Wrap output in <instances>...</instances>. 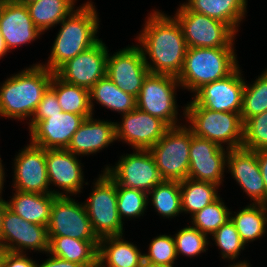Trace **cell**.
<instances>
[{
  "mask_svg": "<svg viewBox=\"0 0 267 267\" xmlns=\"http://www.w3.org/2000/svg\"><path fill=\"white\" fill-rule=\"evenodd\" d=\"M93 181V188L83 204L88 213L94 233L99 239L124 235L125 229L117 209V184L105 172Z\"/></svg>",
  "mask_w": 267,
  "mask_h": 267,
  "instance_id": "8992f818",
  "label": "cell"
},
{
  "mask_svg": "<svg viewBox=\"0 0 267 267\" xmlns=\"http://www.w3.org/2000/svg\"><path fill=\"white\" fill-rule=\"evenodd\" d=\"M14 2L16 3H19V4H23V5H26L30 2H35V1H38V0H13Z\"/></svg>",
  "mask_w": 267,
  "mask_h": 267,
  "instance_id": "681fc988",
  "label": "cell"
},
{
  "mask_svg": "<svg viewBox=\"0 0 267 267\" xmlns=\"http://www.w3.org/2000/svg\"><path fill=\"white\" fill-rule=\"evenodd\" d=\"M141 267H170V266L159 265V264H152V263H149V262L143 260V262L141 264Z\"/></svg>",
  "mask_w": 267,
  "mask_h": 267,
  "instance_id": "c3c4849f",
  "label": "cell"
},
{
  "mask_svg": "<svg viewBox=\"0 0 267 267\" xmlns=\"http://www.w3.org/2000/svg\"><path fill=\"white\" fill-rule=\"evenodd\" d=\"M99 19L92 0L74 9L59 23L60 30L53 41L47 63L40 64L55 72L66 61L95 45L100 40L96 36L100 30Z\"/></svg>",
  "mask_w": 267,
  "mask_h": 267,
  "instance_id": "3957f363",
  "label": "cell"
},
{
  "mask_svg": "<svg viewBox=\"0 0 267 267\" xmlns=\"http://www.w3.org/2000/svg\"><path fill=\"white\" fill-rule=\"evenodd\" d=\"M2 159H1V155H0V193H3V188H4V183L6 182V178H5V169L4 165L2 164Z\"/></svg>",
  "mask_w": 267,
  "mask_h": 267,
  "instance_id": "bcb514c9",
  "label": "cell"
},
{
  "mask_svg": "<svg viewBox=\"0 0 267 267\" xmlns=\"http://www.w3.org/2000/svg\"><path fill=\"white\" fill-rule=\"evenodd\" d=\"M241 71L238 66L230 75L203 85L187 104H199L217 112L241 113L246 80Z\"/></svg>",
  "mask_w": 267,
  "mask_h": 267,
  "instance_id": "4fadbf2b",
  "label": "cell"
},
{
  "mask_svg": "<svg viewBox=\"0 0 267 267\" xmlns=\"http://www.w3.org/2000/svg\"><path fill=\"white\" fill-rule=\"evenodd\" d=\"M249 150H267V111L244 122L243 145Z\"/></svg>",
  "mask_w": 267,
  "mask_h": 267,
  "instance_id": "ab89813d",
  "label": "cell"
},
{
  "mask_svg": "<svg viewBox=\"0 0 267 267\" xmlns=\"http://www.w3.org/2000/svg\"><path fill=\"white\" fill-rule=\"evenodd\" d=\"M77 0H38L26 4L34 25L45 34L66 18L77 6Z\"/></svg>",
  "mask_w": 267,
  "mask_h": 267,
  "instance_id": "f546056e",
  "label": "cell"
},
{
  "mask_svg": "<svg viewBox=\"0 0 267 267\" xmlns=\"http://www.w3.org/2000/svg\"><path fill=\"white\" fill-rule=\"evenodd\" d=\"M50 87L56 92L58 102L63 112L85 116L93 115L89 90L60 79L55 73Z\"/></svg>",
  "mask_w": 267,
  "mask_h": 267,
  "instance_id": "1f68e13d",
  "label": "cell"
},
{
  "mask_svg": "<svg viewBox=\"0 0 267 267\" xmlns=\"http://www.w3.org/2000/svg\"><path fill=\"white\" fill-rule=\"evenodd\" d=\"M85 119V116L63 111L50 115L29 130V142L44 149H67Z\"/></svg>",
  "mask_w": 267,
  "mask_h": 267,
  "instance_id": "7402d4cb",
  "label": "cell"
},
{
  "mask_svg": "<svg viewBox=\"0 0 267 267\" xmlns=\"http://www.w3.org/2000/svg\"><path fill=\"white\" fill-rule=\"evenodd\" d=\"M27 255L28 253L5 251L1 259V267H35L37 261Z\"/></svg>",
  "mask_w": 267,
  "mask_h": 267,
  "instance_id": "b9f144b4",
  "label": "cell"
},
{
  "mask_svg": "<svg viewBox=\"0 0 267 267\" xmlns=\"http://www.w3.org/2000/svg\"><path fill=\"white\" fill-rule=\"evenodd\" d=\"M78 158L67 149H46L49 186L59 189L54 188L53 195L76 196L82 192L85 184L88 185L84 179V166Z\"/></svg>",
  "mask_w": 267,
  "mask_h": 267,
  "instance_id": "ac0fdd59",
  "label": "cell"
},
{
  "mask_svg": "<svg viewBox=\"0 0 267 267\" xmlns=\"http://www.w3.org/2000/svg\"><path fill=\"white\" fill-rule=\"evenodd\" d=\"M103 170L119 186L138 189L147 194L163 181L149 150L133 149V153H124L114 166L107 164Z\"/></svg>",
  "mask_w": 267,
  "mask_h": 267,
  "instance_id": "30bf717a",
  "label": "cell"
},
{
  "mask_svg": "<svg viewBox=\"0 0 267 267\" xmlns=\"http://www.w3.org/2000/svg\"><path fill=\"white\" fill-rule=\"evenodd\" d=\"M227 155L228 149L192 133L188 178L223 186Z\"/></svg>",
  "mask_w": 267,
  "mask_h": 267,
  "instance_id": "d6986e66",
  "label": "cell"
},
{
  "mask_svg": "<svg viewBox=\"0 0 267 267\" xmlns=\"http://www.w3.org/2000/svg\"><path fill=\"white\" fill-rule=\"evenodd\" d=\"M62 112L61 106L58 102L56 92L49 86L44 92L42 100L37 106V109L28 123L30 130L38 121L49 118L50 115L60 114Z\"/></svg>",
  "mask_w": 267,
  "mask_h": 267,
  "instance_id": "60d3db41",
  "label": "cell"
},
{
  "mask_svg": "<svg viewBox=\"0 0 267 267\" xmlns=\"http://www.w3.org/2000/svg\"><path fill=\"white\" fill-rule=\"evenodd\" d=\"M117 209L123 224L126 219H140V216H143L148 209V194L117 184Z\"/></svg>",
  "mask_w": 267,
  "mask_h": 267,
  "instance_id": "8d00e7d4",
  "label": "cell"
},
{
  "mask_svg": "<svg viewBox=\"0 0 267 267\" xmlns=\"http://www.w3.org/2000/svg\"><path fill=\"white\" fill-rule=\"evenodd\" d=\"M71 196H57L52 203L48 236H68L80 240H100L94 233L83 202Z\"/></svg>",
  "mask_w": 267,
  "mask_h": 267,
  "instance_id": "8fae6325",
  "label": "cell"
},
{
  "mask_svg": "<svg viewBox=\"0 0 267 267\" xmlns=\"http://www.w3.org/2000/svg\"><path fill=\"white\" fill-rule=\"evenodd\" d=\"M173 238L177 257L179 255L189 258L199 256L201 253H206L210 245V238L190 224L179 229Z\"/></svg>",
  "mask_w": 267,
  "mask_h": 267,
  "instance_id": "74e56055",
  "label": "cell"
},
{
  "mask_svg": "<svg viewBox=\"0 0 267 267\" xmlns=\"http://www.w3.org/2000/svg\"><path fill=\"white\" fill-rule=\"evenodd\" d=\"M108 48L102 38L62 64L54 73L63 81L90 89L106 76Z\"/></svg>",
  "mask_w": 267,
  "mask_h": 267,
  "instance_id": "2e32d148",
  "label": "cell"
},
{
  "mask_svg": "<svg viewBox=\"0 0 267 267\" xmlns=\"http://www.w3.org/2000/svg\"><path fill=\"white\" fill-rule=\"evenodd\" d=\"M148 253L144 254V260L159 265L175 267L177 258L175 241L171 234H160L154 237L148 244Z\"/></svg>",
  "mask_w": 267,
  "mask_h": 267,
  "instance_id": "f35d334b",
  "label": "cell"
},
{
  "mask_svg": "<svg viewBox=\"0 0 267 267\" xmlns=\"http://www.w3.org/2000/svg\"><path fill=\"white\" fill-rule=\"evenodd\" d=\"M0 245L10 252L26 253L32 250L47 254V226L30 223L7 207L2 222Z\"/></svg>",
  "mask_w": 267,
  "mask_h": 267,
  "instance_id": "5bb4252c",
  "label": "cell"
},
{
  "mask_svg": "<svg viewBox=\"0 0 267 267\" xmlns=\"http://www.w3.org/2000/svg\"><path fill=\"white\" fill-rule=\"evenodd\" d=\"M13 191L11 199L7 200L8 208L30 223L47 226L52 203L57 196Z\"/></svg>",
  "mask_w": 267,
  "mask_h": 267,
  "instance_id": "484cf974",
  "label": "cell"
},
{
  "mask_svg": "<svg viewBox=\"0 0 267 267\" xmlns=\"http://www.w3.org/2000/svg\"><path fill=\"white\" fill-rule=\"evenodd\" d=\"M8 207L7 201L3 199L2 193H0V236L2 232V222H3V217L6 211V208Z\"/></svg>",
  "mask_w": 267,
  "mask_h": 267,
  "instance_id": "f6af8a7d",
  "label": "cell"
},
{
  "mask_svg": "<svg viewBox=\"0 0 267 267\" xmlns=\"http://www.w3.org/2000/svg\"><path fill=\"white\" fill-rule=\"evenodd\" d=\"M90 105L94 115V103L121 115L136 108V97L122 91L106 75L89 89ZM94 101V102H93Z\"/></svg>",
  "mask_w": 267,
  "mask_h": 267,
  "instance_id": "83f0119b",
  "label": "cell"
},
{
  "mask_svg": "<svg viewBox=\"0 0 267 267\" xmlns=\"http://www.w3.org/2000/svg\"><path fill=\"white\" fill-rule=\"evenodd\" d=\"M230 210L223 199L219 197L213 203L190 216L191 225L209 237L230 219Z\"/></svg>",
  "mask_w": 267,
  "mask_h": 267,
  "instance_id": "d590c367",
  "label": "cell"
},
{
  "mask_svg": "<svg viewBox=\"0 0 267 267\" xmlns=\"http://www.w3.org/2000/svg\"><path fill=\"white\" fill-rule=\"evenodd\" d=\"M13 159V190L40 194H53L46 168V149L29 142Z\"/></svg>",
  "mask_w": 267,
  "mask_h": 267,
  "instance_id": "7c38bea8",
  "label": "cell"
},
{
  "mask_svg": "<svg viewBox=\"0 0 267 267\" xmlns=\"http://www.w3.org/2000/svg\"><path fill=\"white\" fill-rule=\"evenodd\" d=\"M248 84L245 81L241 118L243 123L249 118L267 111V68L260 76Z\"/></svg>",
  "mask_w": 267,
  "mask_h": 267,
  "instance_id": "836d02e7",
  "label": "cell"
},
{
  "mask_svg": "<svg viewBox=\"0 0 267 267\" xmlns=\"http://www.w3.org/2000/svg\"><path fill=\"white\" fill-rule=\"evenodd\" d=\"M0 34L11 50L31 44L42 36L34 25L26 5L13 0H0Z\"/></svg>",
  "mask_w": 267,
  "mask_h": 267,
  "instance_id": "44dd1931",
  "label": "cell"
},
{
  "mask_svg": "<svg viewBox=\"0 0 267 267\" xmlns=\"http://www.w3.org/2000/svg\"><path fill=\"white\" fill-rule=\"evenodd\" d=\"M90 116L85 119L78 130L74 133L67 148L76 156L96 154L104 148H108L116 140L115 122L100 120Z\"/></svg>",
  "mask_w": 267,
  "mask_h": 267,
  "instance_id": "603a6c76",
  "label": "cell"
},
{
  "mask_svg": "<svg viewBox=\"0 0 267 267\" xmlns=\"http://www.w3.org/2000/svg\"><path fill=\"white\" fill-rule=\"evenodd\" d=\"M220 186L207 181L186 178L180 182L182 213L194 215L220 196Z\"/></svg>",
  "mask_w": 267,
  "mask_h": 267,
  "instance_id": "4dcf8cb0",
  "label": "cell"
},
{
  "mask_svg": "<svg viewBox=\"0 0 267 267\" xmlns=\"http://www.w3.org/2000/svg\"><path fill=\"white\" fill-rule=\"evenodd\" d=\"M228 267H251L250 262L246 264H230Z\"/></svg>",
  "mask_w": 267,
  "mask_h": 267,
  "instance_id": "f907efd6",
  "label": "cell"
},
{
  "mask_svg": "<svg viewBox=\"0 0 267 267\" xmlns=\"http://www.w3.org/2000/svg\"><path fill=\"white\" fill-rule=\"evenodd\" d=\"M174 17L181 25L187 47H235L236 33L225 23L190 11L183 3Z\"/></svg>",
  "mask_w": 267,
  "mask_h": 267,
  "instance_id": "9c48e42d",
  "label": "cell"
},
{
  "mask_svg": "<svg viewBox=\"0 0 267 267\" xmlns=\"http://www.w3.org/2000/svg\"><path fill=\"white\" fill-rule=\"evenodd\" d=\"M235 47H188L177 79L183 90L195 93L203 85L230 75L239 65Z\"/></svg>",
  "mask_w": 267,
  "mask_h": 267,
  "instance_id": "277c9868",
  "label": "cell"
},
{
  "mask_svg": "<svg viewBox=\"0 0 267 267\" xmlns=\"http://www.w3.org/2000/svg\"><path fill=\"white\" fill-rule=\"evenodd\" d=\"M181 108H184L182 119L186 120L185 125L194 135L228 150L242 147L244 123L240 113L217 112L199 104H187Z\"/></svg>",
  "mask_w": 267,
  "mask_h": 267,
  "instance_id": "5b68a950",
  "label": "cell"
},
{
  "mask_svg": "<svg viewBox=\"0 0 267 267\" xmlns=\"http://www.w3.org/2000/svg\"><path fill=\"white\" fill-rule=\"evenodd\" d=\"M149 73L142 50L137 44H128L113 55L108 50L106 75L122 91L137 97Z\"/></svg>",
  "mask_w": 267,
  "mask_h": 267,
  "instance_id": "9a60e30c",
  "label": "cell"
},
{
  "mask_svg": "<svg viewBox=\"0 0 267 267\" xmlns=\"http://www.w3.org/2000/svg\"><path fill=\"white\" fill-rule=\"evenodd\" d=\"M230 219L246 246L267 234L266 204L249 203L234 214L231 211Z\"/></svg>",
  "mask_w": 267,
  "mask_h": 267,
  "instance_id": "f1b7e54d",
  "label": "cell"
},
{
  "mask_svg": "<svg viewBox=\"0 0 267 267\" xmlns=\"http://www.w3.org/2000/svg\"><path fill=\"white\" fill-rule=\"evenodd\" d=\"M146 18L136 41L150 73L178 77L188 48L181 25L173 15L158 9Z\"/></svg>",
  "mask_w": 267,
  "mask_h": 267,
  "instance_id": "6da1fadb",
  "label": "cell"
},
{
  "mask_svg": "<svg viewBox=\"0 0 267 267\" xmlns=\"http://www.w3.org/2000/svg\"><path fill=\"white\" fill-rule=\"evenodd\" d=\"M48 238V253L51 255L84 267H97L100 240H80L68 236H48Z\"/></svg>",
  "mask_w": 267,
  "mask_h": 267,
  "instance_id": "4316f807",
  "label": "cell"
},
{
  "mask_svg": "<svg viewBox=\"0 0 267 267\" xmlns=\"http://www.w3.org/2000/svg\"><path fill=\"white\" fill-rule=\"evenodd\" d=\"M144 254L123 235L103 237L98 243L97 267H141Z\"/></svg>",
  "mask_w": 267,
  "mask_h": 267,
  "instance_id": "cb8c5ba5",
  "label": "cell"
},
{
  "mask_svg": "<svg viewBox=\"0 0 267 267\" xmlns=\"http://www.w3.org/2000/svg\"><path fill=\"white\" fill-rule=\"evenodd\" d=\"M49 258L42 261V263H36L35 267H84L83 265L67 261L57 256H53L50 253H47ZM39 264V265H38Z\"/></svg>",
  "mask_w": 267,
  "mask_h": 267,
  "instance_id": "7bdbcfd3",
  "label": "cell"
},
{
  "mask_svg": "<svg viewBox=\"0 0 267 267\" xmlns=\"http://www.w3.org/2000/svg\"><path fill=\"white\" fill-rule=\"evenodd\" d=\"M210 237L221 251L219 252L221 254V260H228L233 262V264L248 263L245 259L235 262L236 259H239L238 256L241 255V251L245 250L246 244L242 241L231 219L221 225Z\"/></svg>",
  "mask_w": 267,
  "mask_h": 267,
  "instance_id": "e575fe53",
  "label": "cell"
},
{
  "mask_svg": "<svg viewBox=\"0 0 267 267\" xmlns=\"http://www.w3.org/2000/svg\"><path fill=\"white\" fill-rule=\"evenodd\" d=\"M7 53H10L8 49L6 48L4 39L2 35L0 34V60L4 58V56L8 55Z\"/></svg>",
  "mask_w": 267,
  "mask_h": 267,
  "instance_id": "7dc6e473",
  "label": "cell"
},
{
  "mask_svg": "<svg viewBox=\"0 0 267 267\" xmlns=\"http://www.w3.org/2000/svg\"><path fill=\"white\" fill-rule=\"evenodd\" d=\"M148 204L153 205L157 214L164 219L179 217L182 213L180 182L162 181L157 184L148 193Z\"/></svg>",
  "mask_w": 267,
  "mask_h": 267,
  "instance_id": "d6a6232c",
  "label": "cell"
},
{
  "mask_svg": "<svg viewBox=\"0 0 267 267\" xmlns=\"http://www.w3.org/2000/svg\"><path fill=\"white\" fill-rule=\"evenodd\" d=\"M226 169L251 203L266 204V188L254 150L244 147L228 150Z\"/></svg>",
  "mask_w": 267,
  "mask_h": 267,
  "instance_id": "ffe728a7",
  "label": "cell"
},
{
  "mask_svg": "<svg viewBox=\"0 0 267 267\" xmlns=\"http://www.w3.org/2000/svg\"><path fill=\"white\" fill-rule=\"evenodd\" d=\"M4 252H5L4 248L0 245V267H1V259H2Z\"/></svg>",
  "mask_w": 267,
  "mask_h": 267,
  "instance_id": "816d5d0a",
  "label": "cell"
},
{
  "mask_svg": "<svg viewBox=\"0 0 267 267\" xmlns=\"http://www.w3.org/2000/svg\"><path fill=\"white\" fill-rule=\"evenodd\" d=\"M248 0H187L183 4L190 10L227 24L236 34L241 21L247 16Z\"/></svg>",
  "mask_w": 267,
  "mask_h": 267,
  "instance_id": "d4e9b609",
  "label": "cell"
},
{
  "mask_svg": "<svg viewBox=\"0 0 267 267\" xmlns=\"http://www.w3.org/2000/svg\"><path fill=\"white\" fill-rule=\"evenodd\" d=\"M177 89H182L176 76L149 73L136 97V107L164 121L169 127L183 125L178 119Z\"/></svg>",
  "mask_w": 267,
  "mask_h": 267,
  "instance_id": "52a82bcc",
  "label": "cell"
},
{
  "mask_svg": "<svg viewBox=\"0 0 267 267\" xmlns=\"http://www.w3.org/2000/svg\"><path fill=\"white\" fill-rule=\"evenodd\" d=\"M255 152L257 153L258 164L266 188V205H267V150H258Z\"/></svg>",
  "mask_w": 267,
  "mask_h": 267,
  "instance_id": "ee69618b",
  "label": "cell"
},
{
  "mask_svg": "<svg viewBox=\"0 0 267 267\" xmlns=\"http://www.w3.org/2000/svg\"><path fill=\"white\" fill-rule=\"evenodd\" d=\"M121 117L122 121L115 122L116 140L131 145L132 150H149L170 128L160 118L151 116L137 107Z\"/></svg>",
  "mask_w": 267,
  "mask_h": 267,
  "instance_id": "e0dca14e",
  "label": "cell"
},
{
  "mask_svg": "<svg viewBox=\"0 0 267 267\" xmlns=\"http://www.w3.org/2000/svg\"><path fill=\"white\" fill-rule=\"evenodd\" d=\"M192 131L184 124L170 127L153 147V155L163 181L181 182L188 178Z\"/></svg>",
  "mask_w": 267,
  "mask_h": 267,
  "instance_id": "ba28073f",
  "label": "cell"
},
{
  "mask_svg": "<svg viewBox=\"0 0 267 267\" xmlns=\"http://www.w3.org/2000/svg\"><path fill=\"white\" fill-rule=\"evenodd\" d=\"M53 75L38 62L7 77L0 83V116L30 121Z\"/></svg>",
  "mask_w": 267,
  "mask_h": 267,
  "instance_id": "7a4b0ae2",
  "label": "cell"
}]
</instances>
